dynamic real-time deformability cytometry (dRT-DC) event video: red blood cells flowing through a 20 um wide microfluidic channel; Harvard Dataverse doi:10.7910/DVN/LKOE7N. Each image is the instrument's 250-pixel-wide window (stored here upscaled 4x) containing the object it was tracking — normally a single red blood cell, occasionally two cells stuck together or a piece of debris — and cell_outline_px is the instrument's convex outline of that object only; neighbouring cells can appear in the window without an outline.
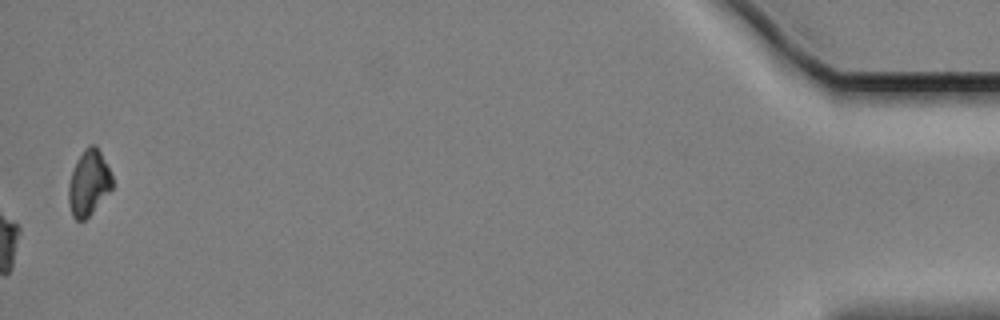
{"species": "Egyptian fruit bat (a non-hibernating species)", "species_latin": "Rousettus aegyptiacus", "temperature_condition": "cold", "stored_images_in_passage": 44, "camera_frame_rate_fps": 3000, "um_per_image_px": 0.085, "animal": {"sex": "female"}, "frame": {"image": 1, "passage_image": 44, "time_ms": 14.333, "image_size_px": [1000, 320], "cell_outline_px": [[112, 188], [92, 212], [84, 220], [76, 220], [72, 216], [68, 204], [68, 184], [76, 160], [84, 148], [88, 144], [96, 144], [112, 176]], "centroid_in_image_um": [7.51, 15.53], "position_along_channel_um": 427.7, "area_um2": 16.59}, "authors_computed_cell_mechanics": {"area_um2": 21.7328, "velocity_mm_per_s": 3.3944, "shape_relaxation_time_tau1_ms": 4.1317, "shape_relaxation_time_tau2_ms": null, "deformation_change_tau1": 0.1474, "deformation_change_tau2": null}}